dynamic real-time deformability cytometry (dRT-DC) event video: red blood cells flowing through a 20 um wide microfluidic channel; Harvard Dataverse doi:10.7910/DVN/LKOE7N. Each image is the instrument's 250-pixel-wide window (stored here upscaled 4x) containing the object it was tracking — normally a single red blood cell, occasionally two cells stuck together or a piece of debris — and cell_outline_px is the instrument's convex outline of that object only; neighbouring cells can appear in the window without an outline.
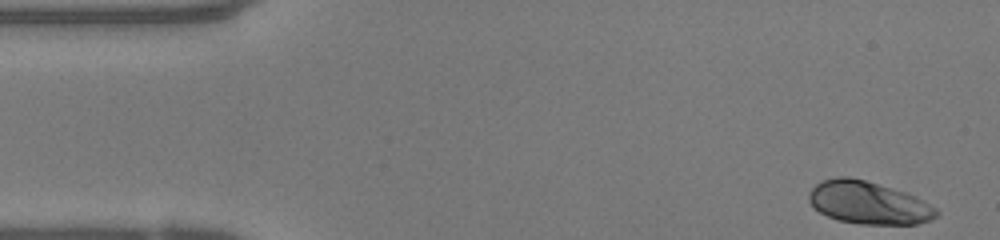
{"species": "human", "species_latin": "Homo sapiens", "temperature_condition": "warm", "stored_images_in_passage": 42, "camera_frame_rate_fps": 3000, "um_per_image_px": 0.085, "donor": {"sex": "female"}, "frame": {"image": 1, "passage_image": 1, "time_ms": 0.0, "image_size_px": [1000, 240], "cell_outline_px": [[940, 212], [932, 220], [916, 224], [860, 224], [836, 220], [812, 208], [808, 200], [808, 196], [812, 188], [820, 180], [836, 176], [848, 176], [864, 180], [904, 192], [916, 196], [936, 208]], "centroid_in_image_um": [73.78, 17.24], "position_along_channel_um": 11.2, "area_um2": 31.85}}
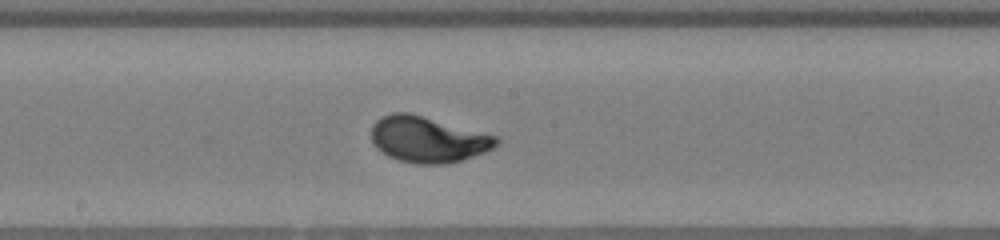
{"frame": {"image": 2, "passage_image": 24, "time_ms": 7.667, "image_size_px": [1000, 240], "cell_outline_px": [[500, 144], [484, 152], [464, 160], [444, 164], [416, 164], [396, 160], [380, 152], [376, 148], [372, 140], [372, 124], [376, 120], [392, 112], [408, 112], [500, 136]], "centroid_in_image_um": [36.4, 11.86], "position_along_channel_um": 211.8, "area_um2": 33.87}}
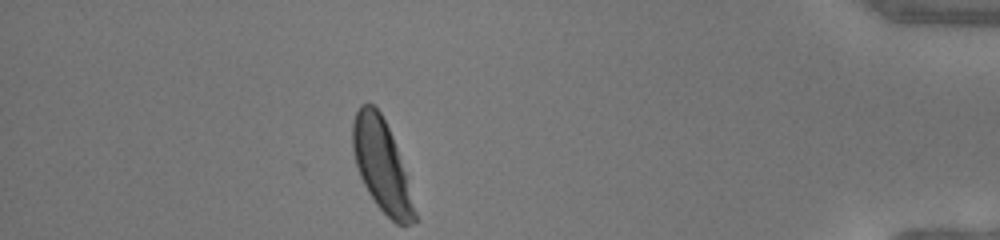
{"frame": {"image": 3, "passage_image": 42, "time_ms": 13.667, "image_size_px": [1000, 240], "cell_outline_px": [[416, 220], [408, 224], [396, 224], [376, 204], [368, 192], [360, 176], [352, 152], [352, 124], [356, 112], [360, 104], [372, 104], [380, 112], [392, 136], [404, 172], [416, 212]], "centroid_in_image_um": [32.4, 14.05], "position_along_channel_um": 402.8, "area_um2": 32.19}, "authors_computed_cell_mechanics": {"area_um2": 32.1946, "velocity_mm_per_s": 4.066, "shape_relaxation_time_tau1_ms": 2.2197, "shape_relaxation_time_tau2_ms": null, "deformation_change_tau1": 0.1607, "deformation_change_tau2": null}}